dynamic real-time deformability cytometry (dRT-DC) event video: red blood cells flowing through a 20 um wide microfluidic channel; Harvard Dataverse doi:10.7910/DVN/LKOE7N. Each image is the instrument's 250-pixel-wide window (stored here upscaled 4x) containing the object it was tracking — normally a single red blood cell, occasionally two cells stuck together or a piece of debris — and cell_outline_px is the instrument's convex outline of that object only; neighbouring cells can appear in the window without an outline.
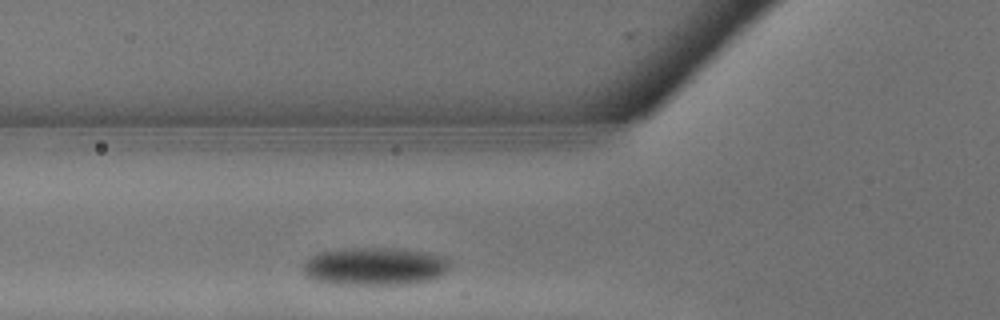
{"species": "common noctule bat (a hibernating species)", "species_latin": "Nyctalus noctula", "temperature_condition": "warm", "stored_images_in_passage": 9, "camera_frame_rate_fps": 3000, "um_per_image_px": 0.085, "animal": {"sex": "male", "body_mass_g": 13.3}, "frame": {"image": 1, "passage_image": 2, "time_ms": 0.333, "image_size_px": [1000, 320], "cell_outline_px": [[448, 268], [440, 276], [428, 280], [408, 284], [336, 284], [312, 280], [304, 276], [304, 264], [312, 256], [320, 252], [352, 248], [388, 248], [428, 252], [444, 256], [448, 260]], "centroid_in_image_um": [31.85, 22.64], "position_along_channel_um": 94.0, "area_um2": 32.19}}
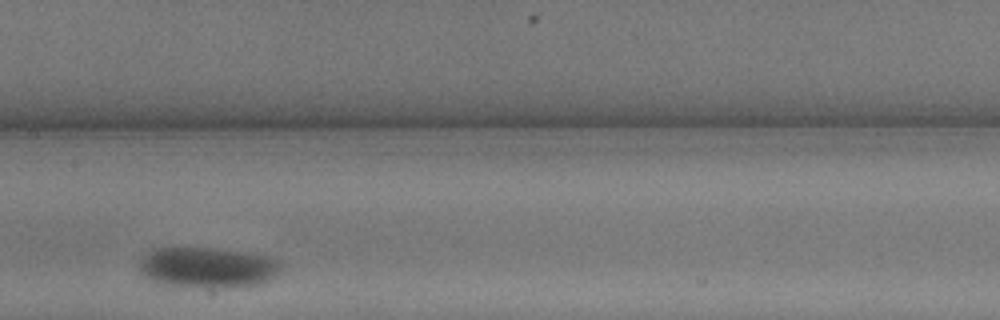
{"frame": {"image": 2, "passage_image": 6, "time_ms": 1.667, "image_size_px": [1000, 320], "cell_outline_px": [[280, 268], [276, 276], [260, 284], [220, 288], [204, 288], [160, 284], [140, 272], [140, 264], [144, 256], [148, 252], [156, 248], [212, 248], [264, 256], [276, 260], [280, 264]], "centroid_in_image_um": [17.62, 22.76], "position_along_channel_um": 189.8, "area_um2": 33.0}}
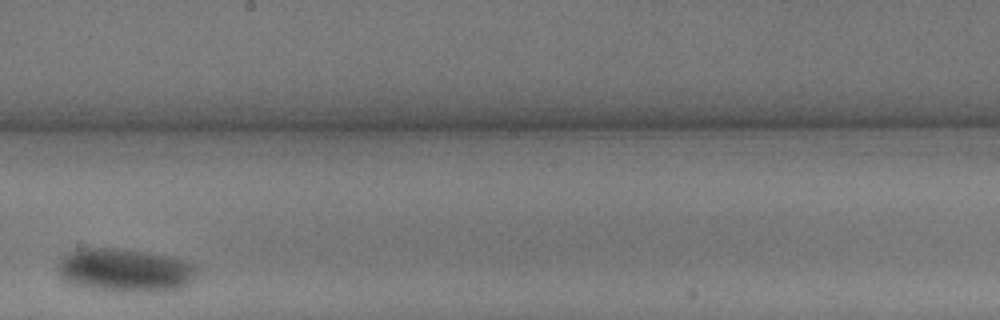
{"frame": {"image": 3, "passage_image": 8, "time_ms": 2.333, "image_size_px": [1000, 320], "cell_outline_px": [[200, 272], [188, 284], [180, 288], [160, 292], [124, 292], [96, 288], [72, 284], [64, 280], [60, 276], [56, 268], [60, 260], [64, 256], [80, 248], [116, 248], [172, 256], [196, 264]], "centroid_in_image_um": [10.69, 22.97], "position_along_channel_um": 237.5, "area_um2": 35.43}}